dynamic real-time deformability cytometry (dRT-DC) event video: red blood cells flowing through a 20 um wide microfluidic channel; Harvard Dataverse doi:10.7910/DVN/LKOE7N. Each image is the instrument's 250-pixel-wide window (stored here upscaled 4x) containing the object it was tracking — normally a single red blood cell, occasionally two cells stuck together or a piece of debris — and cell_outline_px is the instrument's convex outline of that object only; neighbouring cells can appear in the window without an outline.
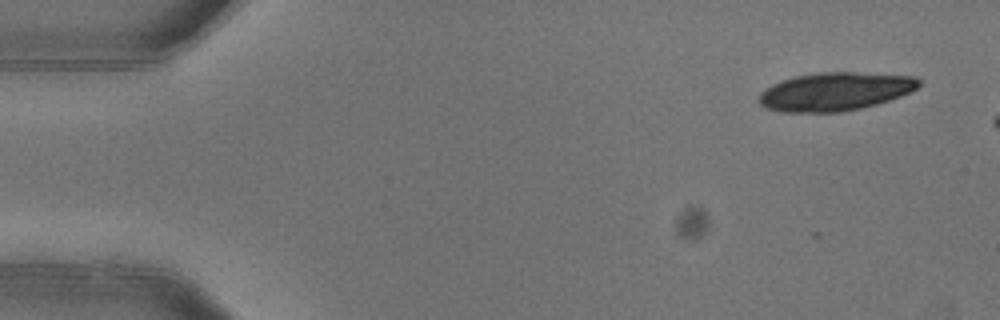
{"species": "common noctule bat (a hibernating species)", "species_latin": "Nyctalus noctula", "temperature_condition": "warm", "stored_images_in_passage": 3, "camera_frame_rate_fps": 3000, "um_per_image_px": 0.085, "animal": {"sex": "female"}, "frame": {"image": 1, "passage_image": 1, "time_ms": 0.0, "image_size_px": [1000, 320], "cell_outline_px": [[920, 84], [916, 88], [900, 96], [876, 104], [860, 108], [840, 112], [780, 112], [764, 108], [760, 104], [760, 92], [764, 88], [772, 84], [796, 76], [820, 72], [852, 72], [916, 76], [920, 80]], "centroid_in_image_um": [70.96, 7.78], "position_along_channel_um": 14.0, "area_um2": 35.55}}